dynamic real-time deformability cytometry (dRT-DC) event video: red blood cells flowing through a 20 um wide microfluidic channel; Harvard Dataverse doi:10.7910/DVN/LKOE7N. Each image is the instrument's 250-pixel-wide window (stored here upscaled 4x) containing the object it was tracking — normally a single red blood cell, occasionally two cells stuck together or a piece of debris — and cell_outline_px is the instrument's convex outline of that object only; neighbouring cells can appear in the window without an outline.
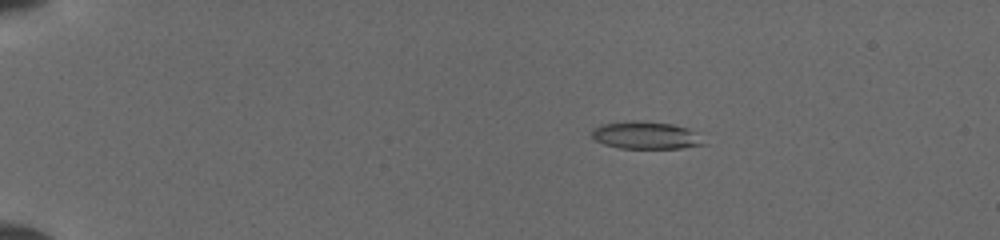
{"species": "common noctule bat (a hibernating species)", "species_latin": "Nyctalus noctula", "temperature_condition": "cold", "stored_images_in_passage": 77, "camera_frame_rate_fps": 3000, "um_per_image_px": 0.085, "animal": {"sex": "female", "body_mass_g": 19.5, "forearm_length_mm": 54.1}, "frame": {"image": 1, "passage_image": 10, "time_ms": 1.667, "image_size_px": [1000, 240], "cell_outline_px": [[708, 144], [680, 148], [620, 148], [604, 144], [596, 140], [592, 136], [592, 128], [600, 124], [632, 120], [636, 120], [672, 124], [688, 128]], "centroid_in_image_um": [54.86, 11.49], "position_along_channel_um": 30.1, "area_um2": 17.86}}
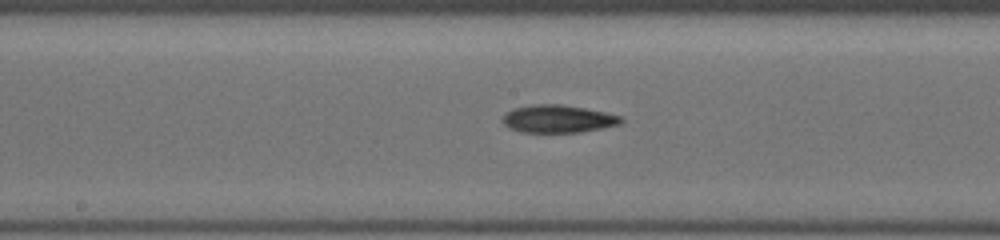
{"frame": {"image": 2, "passage_image": 39, "time_ms": 8.0, "image_size_px": [1000, 240], "cell_outline_px": [[624, 120], [620, 124], [580, 132], [520, 132], [508, 128], [504, 124], [504, 116], [508, 112], [516, 108], [540, 104], [560, 104], [584, 108], [604, 112], [620, 116]], "centroid_in_image_um": [47.45, 10.11], "position_along_channel_um": 200.8, "area_um2": 18.73}}
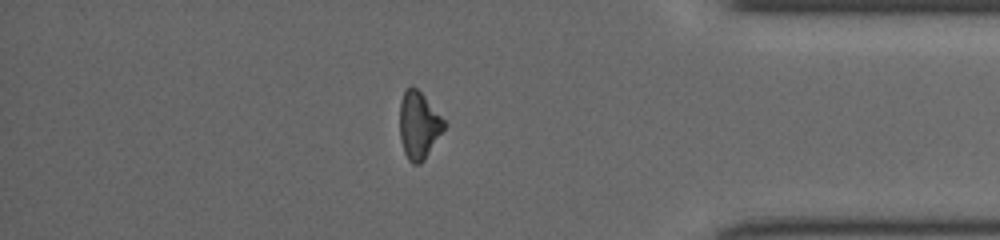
{"frame": {"image": 3, "passage_image": 67, "time_ms": 13.333, "image_size_px": [1000, 240], "cell_outline_px": [[448, 124], [424, 160], [420, 164], [412, 164], [408, 160], [404, 152], [400, 140], [400, 100], [404, 92], [412, 84], [424, 96]], "centroid_in_image_um": [35.59, 10.66], "position_along_channel_um": 399.6, "area_um2": 17.46}}